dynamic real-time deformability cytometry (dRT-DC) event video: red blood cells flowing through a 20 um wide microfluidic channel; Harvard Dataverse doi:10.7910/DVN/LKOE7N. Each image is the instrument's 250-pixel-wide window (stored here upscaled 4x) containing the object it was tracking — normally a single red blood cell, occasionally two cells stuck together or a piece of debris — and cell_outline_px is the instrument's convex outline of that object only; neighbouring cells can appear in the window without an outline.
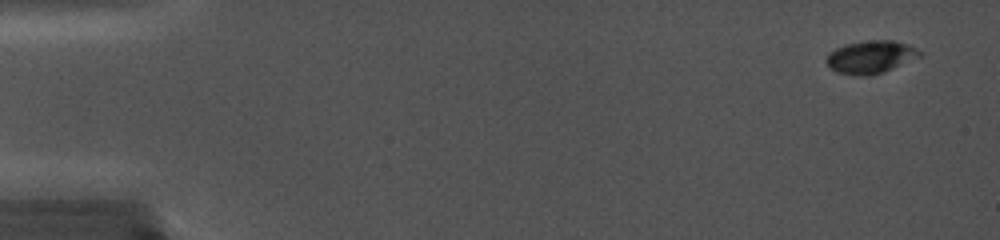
{"species": "common noctule bat (a hibernating species)", "species_latin": "Nyctalus noctula", "temperature_condition": "cold", "stored_images_in_passage": 85, "camera_frame_rate_fps": 5000, "um_per_image_px": 0.085, "animal": {"sex": "female", "body_mass_g": 19.0, "forearm_length_mm": 56.7}, "frame": {"image": 1, "passage_image": 5, "time_ms": 0.8, "image_size_px": [1000, 240], "cell_outline_px": [[924, 56], [884, 72], [868, 76], [860, 76], [836, 72], [824, 60], [828, 52], [844, 44], [864, 40], [892, 40], [908, 44], [924, 52]], "centroid_in_image_um": [74.05, 4.83], "position_along_channel_um": 11.0, "area_um2": 18.26}}
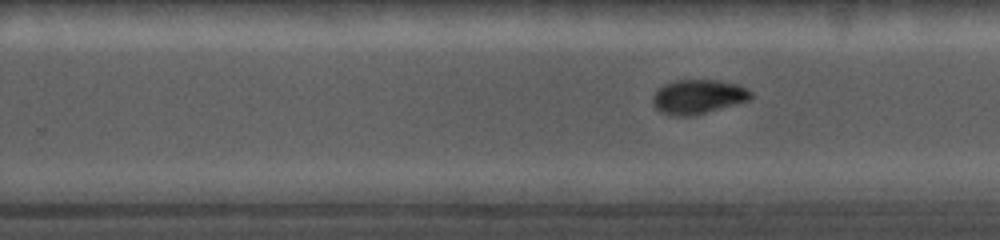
{"frame": {"image": 2, "passage_image": 58, "time_ms": 11.4, "image_size_px": [1000, 240], "cell_outline_px": [[752, 96], [748, 100], [736, 104], [692, 116], [668, 116], [660, 112], [652, 104], [652, 96], [664, 84], [676, 80], [716, 80], [740, 84], [748, 88], [752, 92]], "centroid_in_image_um": [59.33, 8.22], "position_along_channel_um": 270.5, "area_um2": 19.77}}
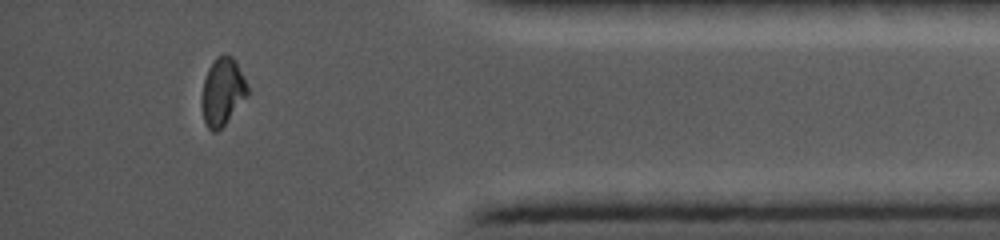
{"frame": {"image": 3, "passage_image": 79, "time_ms": 15.6, "image_size_px": [1000, 240], "cell_outline_px": [[248, 96], [224, 124], [216, 132], [212, 132], [208, 128], [204, 120], [200, 100], [200, 96], [204, 80], [208, 68], [216, 56], [232, 56], [236, 60], [244, 76], [248, 88]], "centroid_in_image_um": [18.9, 7.79], "position_along_channel_um": 416.3, "area_um2": 18.09}}